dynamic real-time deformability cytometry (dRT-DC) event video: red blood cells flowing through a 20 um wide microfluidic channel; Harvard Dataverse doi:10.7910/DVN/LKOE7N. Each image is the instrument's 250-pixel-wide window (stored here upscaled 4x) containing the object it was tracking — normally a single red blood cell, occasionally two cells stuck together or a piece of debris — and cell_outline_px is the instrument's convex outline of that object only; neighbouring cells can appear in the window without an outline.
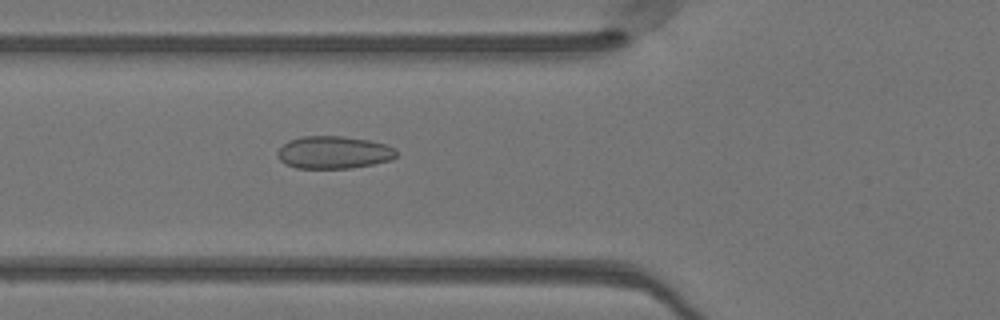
{"species": "Egyptian fruit bat (a non-hibernating species)", "species_latin": "Rousettus aegyptiacus", "temperature_condition": "warm", "stored_images_in_passage": 48, "camera_frame_rate_fps": 3000, "um_per_image_px": 0.085, "animal": {"sex": "female"}, "frame": {"image": 1, "passage_image": 18, "time_ms": 5.667, "image_size_px": [1000, 320], "cell_outline_px": [[396, 156], [388, 160], [372, 164], [352, 168], [296, 168], [280, 160], [276, 156], [276, 152], [288, 140], [300, 136], [344, 136], [368, 140], [384, 144], [396, 148]], "centroid_in_image_um": [28.33, 12.94], "position_along_channel_um": 97.5, "area_um2": 22.48}}
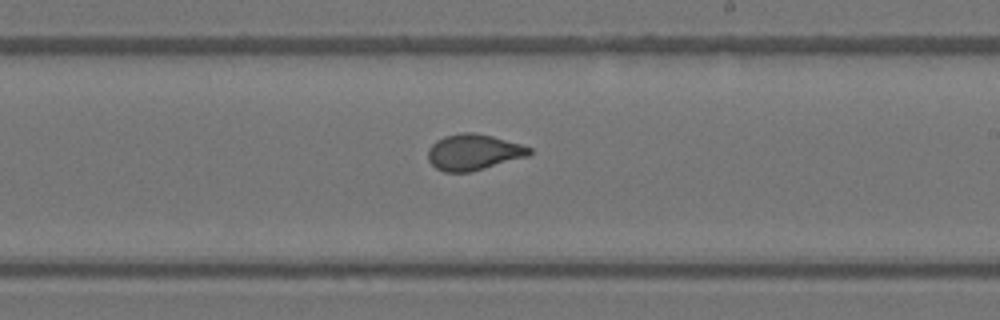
{"frame": {"image": 2, "passage_image": 29, "time_ms": 9.333, "image_size_px": [1000, 320], "cell_outline_px": [[532, 152], [528, 156], [484, 168], [468, 172], [444, 172], [436, 168], [428, 160], [428, 148], [436, 140], [444, 136], [464, 132], [472, 132], [492, 136], [520, 144], [532, 148]], "centroid_in_image_um": [40.23, 12.93], "position_along_channel_um": 248.8, "area_um2": 21.1}}
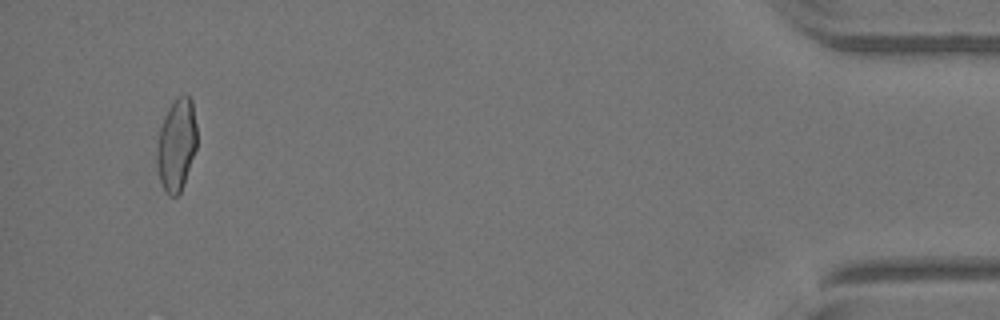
{"frame": {"image": 3, "passage_image": 47, "time_ms": 15.333, "image_size_px": [1000, 320], "cell_outline_px": [[196, 148], [184, 184], [180, 192], [176, 196], [168, 196], [160, 180], [156, 164], [156, 148], [160, 128], [164, 116], [168, 108], [180, 96], [188, 96], [192, 100], [196, 124]], "centroid_in_image_um": [14.99, 12.33], "position_along_channel_um": 420.2, "area_um2": 21.39}}